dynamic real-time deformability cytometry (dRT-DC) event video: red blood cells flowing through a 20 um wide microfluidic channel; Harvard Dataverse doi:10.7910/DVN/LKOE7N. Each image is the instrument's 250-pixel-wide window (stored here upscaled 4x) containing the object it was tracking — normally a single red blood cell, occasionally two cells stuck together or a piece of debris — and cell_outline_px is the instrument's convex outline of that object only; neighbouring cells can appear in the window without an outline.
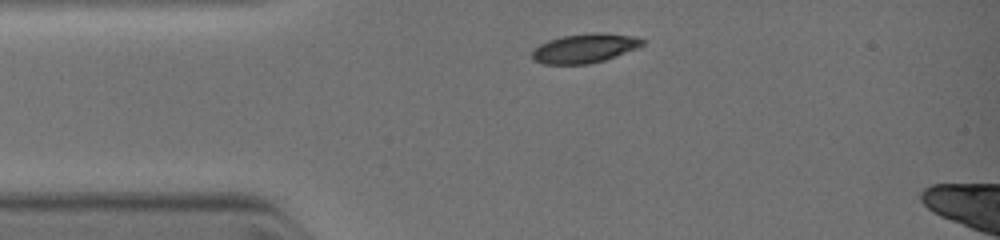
{"species": "common noctule bat (a hibernating species)", "species_latin": "Nyctalus noctula", "temperature_condition": "warm", "stored_images_in_passage": 4, "camera_frame_rate_fps": 3000, "um_per_image_px": 0.085, "animal": {"sex": "female", "body_mass_g": 19.0, "forearm_length_mm": 51.5}, "frame": {"image": 1, "passage_image": 1, "time_ms": 0.0, "image_size_px": [1000, 240], "cell_outline_px": [[644, 44], [636, 48], [604, 60], [588, 64], [544, 64], [532, 60], [532, 52], [540, 44], [548, 40], [564, 36], [592, 32], [604, 32], [636, 36], [644, 40]], "centroid_in_image_um": [49.7, 4.09], "position_along_channel_um": 35.3, "area_um2": 18.73}}